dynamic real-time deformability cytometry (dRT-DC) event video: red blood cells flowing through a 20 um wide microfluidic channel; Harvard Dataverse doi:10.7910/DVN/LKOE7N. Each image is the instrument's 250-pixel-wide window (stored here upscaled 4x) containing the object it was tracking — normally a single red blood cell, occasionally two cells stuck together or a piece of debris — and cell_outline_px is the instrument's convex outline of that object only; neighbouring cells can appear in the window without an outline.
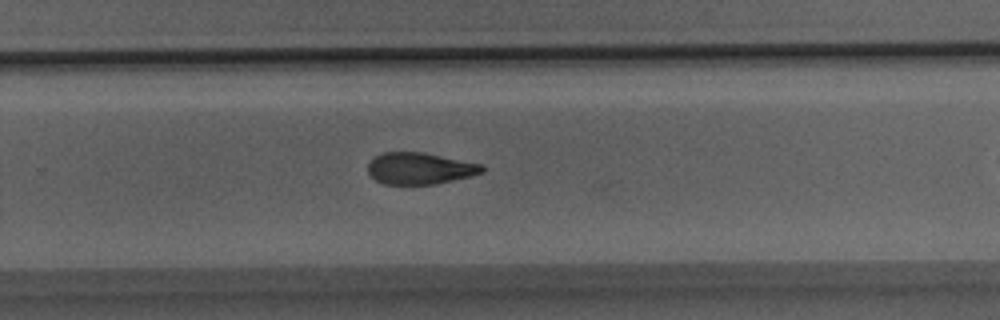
{"species": "Egyptian fruit bat (a non-hibernating species)", "species_latin": "Rousettus aegyptiacus", "temperature_condition": "room temperature", "stored_images_in_passage": 17, "camera_frame_rate_fps": 3000, "um_per_image_px": 0.085, "animal": {"sex": "male"}, "frame": {"image": 1, "passage_image": 12, "time_ms": 3.667, "image_size_px": [1000, 320], "cell_outline_px": [[484, 172], [436, 184], [384, 184], [376, 180], [368, 172], [368, 164], [372, 156], [380, 152], [424, 152], [484, 164]], "centroid_in_image_um": [35.66, 14.29], "position_along_channel_um": 294.1, "area_um2": 21.21}}